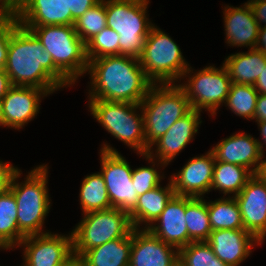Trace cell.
<instances>
[{"instance_id": "1", "label": "cell", "mask_w": 266, "mask_h": 266, "mask_svg": "<svg viewBox=\"0 0 266 266\" xmlns=\"http://www.w3.org/2000/svg\"><path fill=\"white\" fill-rule=\"evenodd\" d=\"M5 71L12 86H34L49 95L73 83L56 67L38 38L13 16Z\"/></svg>"}, {"instance_id": "2", "label": "cell", "mask_w": 266, "mask_h": 266, "mask_svg": "<svg viewBox=\"0 0 266 266\" xmlns=\"http://www.w3.org/2000/svg\"><path fill=\"white\" fill-rule=\"evenodd\" d=\"M91 76L90 100L140 104L153 83L146 77L139 58L128 55L88 60Z\"/></svg>"}, {"instance_id": "3", "label": "cell", "mask_w": 266, "mask_h": 266, "mask_svg": "<svg viewBox=\"0 0 266 266\" xmlns=\"http://www.w3.org/2000/svg\"><path fill=\"white\" fill-rule=\"evenodd\" d=\"M47 168L45 164L34 168L28 172L23 183L18 182L21 175L19 169L10 185L18 207V229L25 237L48 233L42 230L51 206L46 186L48 183Z\"/></svg>"}, {"instance_id": "4", "label": "cell", "mask_w": 266, "mask_h": 266, "mask_svg": "<svg viewBox=\"0 0 266 266\" xmlns=\"http://www.w3.org/2000/svg\"><path fill=\"white\" fill-rule=\"evenodd\" d=\"M146 144H152L192 108L178 84H153L140 103Z\"/></svg>"}, {"instance_id": "5", "label": "cell", "mask_w": 266, "mask_h": 266, "mask_svg": "<svg viewBox=\"0 0 266 266\" xmlns=\"http://www.w3.org/2000/svg\"><path fill=\"white\" fill-rule=\"evenodd\" d=\"M43 45L56 67L74 84L86 74L88 59L86 44L76 33L74 25L23 26Z\"/></svg>"}, {"instance_id": "6", "label": "cell", "mask_w": 266, "mask_h": 266, "mask_svg": "<svg viewBox=\"0 0 266 266\" xmlns=\"http://www.w3.org/2000/svg\"><path fill=\"white\" fill-rule=\"evenodd\" d=\"M149 0H106L107 27L119 34V55L139 58L153 24L147 18Z\"/></svg>"}, {"instance_id": "7", "label": "cell", "mask_w": 266, "mask_h": 266, "mask_svg": "<svg viewBox=\"0 0 266 266\" xmlns=\"http://www.w3.org/2000/svg\"><path fill=\"white\" fill-rule=\"evenodd\" d=\"M89 110L93 117L108 133L121 140L138 154H147L144 118L140 104L105 100H89ZM141 114H137V109Z\"/></svg>"}, {"instance_id": "8", "label": "cell", "mask_w": 266, "mask_h": 266, "mask_svg": "<svg viewBox=\"0 0 266 266\" xmlns=\"http://www.w3.org/2000/svg\"><path fill=\"white\" fill-rule=\"evenodd\" d=\"M139 62L153 84H175L190 66L177 43L154 25L145 39Z\"/></svg>"}, {"instance_id": "9", "label": "cell", "mask_w": 266, "mask_h": 266, "mask_svg": "<svg viewBox=\"0 0 266 266\" xmlns=\"http://www.w3.org/2000/svg\"><path fill=\"white\" fill-rule=\"evenodd\" d=\"M83 215L81 222L71 232L73 253L78 255L83 256L90 249L126 237L133 230L129 213L118 208Z\"/></svg>"}, {"instance_id": "10", "label": "cell", "mask_w": 266, "mask_h": 266, "mask_svg": "<svg viewBox=\"0 0 266 266\" xmlns=\"http://www.w3.org/2000/svg\"><path fill=\"white\" fill-rule=\"evenodd\" d=\"M188 67L182 78L189 76L187 83L178 86L185 92L192 109L202 111L207 109L212 116L226 101L231 87V79L227 68L223 64L221 68L206 66L197 73ZM194 73L193 75H191Z\"/></svg>"}, {"instance_id": "11", "label": "cell", "mask_w": 266, "mask_h": 266, "mask_svg": "<svg viewBox=\"0 0 266 266\" xmlns=\"http://www.w3.org/2000/svg\"><path fill=\"white\" fill-rule=\"evenodd\" d=\"M100 153V173L106 184L111 206L129 213L138 198L132 184L133 169L126 159L108 144H103Z\"/></svg>"}, {"instance_id": "12", "label": "cell", "mask_w": 266, "mask_h": 266, "mask_svg": "<svg viewBox=\"0 0 266 266\" xmlns=\"http://www.w3.org/2000/svg\"><path fill=\"white\" fill-rule=\"evenodd\" d=\"M24 246L26 266H59L73 254L72 235L45 234L26 236L18 245Z\"/></svg>"}, {"instance_id": "13", "label": "cell", "mask_w": 266, "mask_h": 266, "mask_svg": "<svg viewBox=\"0 0 266 266\" xmlns=\"http://www.w3.org/2000/svg\"><path fill=\"white\" fill-rule=\"evenodd\" d=\"M234 197L242 215L244 229L262 243L266 236V179L260 174H254Z\"/></svg>"}, {"instance_id": "14", "label": "cell", "mask_w": 266, "mask_h": 266, "mask_svg": "<svg viewBox=\"0 0 266 266\" xmlns=\"http://www.w3.org/2000/svg\"><path fill=\"white\" fill-rule=\"evenodd\" d=\"M215 157L211 150L205 155L190 159L178 174H172L171 180L174 193L192 198H203L211 191Z\"/></svg>"}, {"instance_id": "15", "label": "cell", "mask_w": 266, "mask_h": 266, "mask_svg": "<svg viewBox=\"0 0 266 266\" xmlns=\"http://www.w3.org/2000/svg\"><path fill=\"white\" fill-rule=\"evenodd\" d=\"M200 113L201 111L192 109L152 144L148 155L158 159V167L160 164L166 167L194 139L193 137L198 133L199 124L201 125L202 122ZM153 145H156L155 154L152 151Z\"/></svg>"}, {"instance_id": "16", "label": "cell", "mask_w": 266, "mask_h": 266, "mask_svg": "<svg viewBox=\"0 0 266 266\" xmlns=\"http://www.w3.org/2000/svg\"><path fill=\"white\" fill-rule=\"evenodd\" d=\"M48 93L34 86H12L2 98L3 126L21 129L31 121L40 109L41 97Z\"/></svg>"}, {"instance_id": "17", "label": "cell", "mask_w": 266, "mask_h": 266, "mask_svg": "<svg viewBox=\"0 0 266 266\" xmlns=\"http://www.w3.org/2000/svg\"><path fill=\"white\" fill-rule=\"evenodd\" d=\"M258 141L246 133H236L218 142L211 152L215 161L244 166L253 174H260L264 157Z\"/></svg>"}, {"instance_id": "18", "label": "cell", "mask_w": 266, "mask_h": 266, "mask_svg": "<svg viewBox=\"0 0 266 266\" xmlns=\"http://www.w3.org/2000/svg\"><path fill=\"white\" fill-rule=\"evenodd\" d=\"M141 229L132 230L129 266H172L179 257V250L148 229Z\"/></svg>"}, {"instance_id": "19", "label": "cell", "mask_w": 266, "mask_h": 266, "mask_svg": "<svg viewBox=\"0 0 266 266\" xmlns=\"http://www.w3.org/2000/svg\"><path fill=\"white\" fill-rule=\"evenodd\" d=\"M185 211L186 197L174 194L154 222L157 226L152 224L147 229L164 243L179 250L192 242L188 237Z\"/></svg>"}, {"instance_id": "20", "label": "cell", "mask_w": 266, "mask_h": 266, "mask_svg": "<svg viewBox=\"0 0 266 266\" xmlns=\"http://www.w3.org/2000/svg\"><path fill=\"white\" fill-rule=\"evenodd\" d=\"M206 242L216 257L228 266H239L252 253L254 245L262 244L245 229L214 230Z\"/></svg>"}, {"instance_id": "21", "label": "cell", "mask_w": 266, "mask_h": 266, "mask_svg": "<svg viewBox=\"0 0 266 266\" xmlns=\"http://www.w3.org/2000/svg\"><path fill=\"white\" fill-rule=\"evenodd\" d=\"M11 14L22 26L66 25L64 0H11Z\"/></svg>"}, {"instance_id": "22", "label": "cell", "mask_w": 266, "mask_h": 266, "mask_svg": "<svg viewBox=\"0 0 266 266\" xmlns=\"http://www.w3.org/2000/svg\"><path fill=\"white\" fill-rule=\"evenodd\" d=\"M224 25L226 43L229 46H249V49L256 47L259 25L254 19L250 5L245 3L241 7H224Z\"/></svg>"}, {"instance_id": "23", "label": "cell", "mask_w": 266, "mask_h": 266, "mask_svg": "<svg viewBox=\"0 0 266 266\" xmlns=\"http://www.w3.org/2000/svg\"><path fill=\"white\" fill-rule=\"evenodd\" d=\"M171 180L166 187L161 185L138 196L136 205L129 212V218L133 228L140 229V225L146 223L144 229L154 224L161 212L165 209L167 202L174 195Z\"/></svg>"}, {"instance_id": "24", "label": "cell", "mask_w": 266, "mask_h": 266, "mask_svg": "<svg viewBox=\"0 0 266 266\" xmlns=\"http://www.w3.org/2000/svg\"><path fill=\"white\" fill-rule=\"evenodd\" d=\"M230 79L236 84L254 85L266 65V54L256 48L238 52L225 58Z\"/></svg>"}, {"instance_id": "25", "label": "cell", "mask_w": 266, "mask_h": 266, "mask_svg": "<svg viewBox=\"0 0 266 266\" xmlns=\"http://www.w3.org/2000/svg\"><path fill=\"white\" fill-rule=\"evenodd\" d=\"M131 246L132 232L88 250L83 255L85 266H129Z\"/></svg>"}, {"instance_id": "26", "label": "cell", "mask_w": 266, "mask_h": 266, "mask_svg": "<svg viewBox=\"0 0 266 266\" xmlns=\"http://www.w3.org/2000/svg\"><path fill=\"white\" fill-rule=\"evenodd\" d=\"M254 174L244 166L215 161L211 190L217 189L224 195L233 193V197L247 184Z\"/></svg>"}, {"instance_id": "27", "label": "cell", "mask_w": 266, "mask_h": 266, "mask_svg": "<svg viewBox=\"0 0 266 266\" xmlns=\"http://www.w3.org/2000/svg\"><path fill=\"white\" fill-rule=\"evenodd\" d=\"M18 207L12 191L0 194V241L8 248L18 246L25 236L17 224Z\"/></svg>"}, {"instance_id": "28", "label": "cell", "mask_w": 266, "mask_h": 266, "mask_svg": "<svg viewBox=\"0 0 266 266\" xmlns=\"http://www.w3.org/2000/svg\"><path fill=\"white\" fill-rule=\"evenodd\" d=\"M212 231L219 229H244L242 215L235 197H224L207 202Z\"/></svg>"}, {"instance_id": "29", "label": "cell", "mask_w": 266, "mask_h": 266, "mask_svg": "<svg viewBox=\"0 0 266 266\" xmlns=\"http://www.w3.org/2000/svg\"><path fill=\"white\" fill-rule=\"evenodd\" d=\"M79 198L83 214L112 208L106 184L100 172L84 178Z\"/></svg>"}, {"instance_id": "30", "label": "cell", "mask_w": 266, "mask_h": 266, "mask_svg": "<svg viewBox=\"0 0 266 266\" xmlns=\"http://www.w3.org/2000/svg\"><path fill=\"white\" fill-rule=\"evenodd\" d=\"M186 224L192 242L207 241L212 232L207 202L203 198L186 197Z\"/></svg>"}, {"instance_id": "31", "label": "cell", "mask_w": 266, "mask_h": 266, "mask_svg": "<svg viewBox=\"0 0 266 266\" xmlns=\"http://www.w3.org/2000/svg\"><path fill=\"white\" fill-rule=\"evenodd\" d=\"M258 92L253 85L231 83L229 94L227 95L225 105L234 112V114L254 120L255 108Z\"/></svg>"}, {"instance_id": "32", "label": "cell", "mask_w": 266, "mask_h": 266, "mask_svg": "<svg viewBox=\"0 0 266 266\" xmlns=\"http://www.w3.org/2000/svg\"><path fill=\"white\" fill-rule=\"evenodd\" d=\"M106 27V0H100L74 23L76 33L85 43Z\"/></svg>"}, {"instance_id": "33", "label": "cell", "mask_w": 266, "mask_h": 266, "mask_svg": "<svg viewBox=\"0 0 266 266\" xmlns=\"http://www.w3.org/2000/svg\"><path fill=\"white\" fill-rule=\"evenodd\" d=\"M179 258L187 266H228L213 252L212 247L206 242H191L179 249Z\"/></svg>"}, {"instance_id": "34", "label": "cell", "mask_w": 266, "mask_h": 266, "mask_svg": "<svg viewBox=\"0 0 266 266\" xmlns=\"http://www.w3.org/2000/svg\"><path fill=\"white\" fill-rule=\"evenodd\" d=\"M119 40V34L116 31L108 27L104 28L85 43L87 59L119 55Z\"/></svg>"}, {"instance_id": "35", "label": "cell", "mask_w": 266, "mask_h": 266, "mask_svg": "<svg viewBox=\"0 0 266 266\" xmlns=\"http://www.w3.org/2000/svg\"><path fill=\"white\" fill-rule=\"evenodd\" d=\"M141 156L145 157L153 165L151 167L143 166L132 170V184L135 186V191L138 196L159 186L161 179H163V176L155 168L157 160L150 157L148 153L141 154Z\"/></svg>"}, {"instance_id": "36", "label": "cell", "mask_w": 266, "mask_h": 266, "mask_svg": "<svg viewBox=\"0 0 266 266\" xmlns=\"http://www.w3.org/2000/svg\"><path fill=\"white\" fill-rule=\"evenodd\" d=\"M13 33V15L0 18V70H5L10 38Z\"/></svg>"}, {"instance_id": "37", "label": "cell", "mask_w": 266, "mask_h": 266, "mask_svg": "<svg viewBox=\"0 0 266 266\" xmlns=\"http://www.w3.org/2000/svg\"><path fill=\"white\" fill-rule=\"evenodd\" d=\"M100 0H64L66 4V25H74L75 21Z\"/></svg>"}, {"instance_id": "38", "label": "cell", "mask_w": 266, "mask_h": 266, "mask_svg": "<svg viewBox=\"0 0 266 266\" xmlns=\"http://www.w3.org/2000/svg\"><path fill=\"white\" fill-rule=\"evenodd\" d=\"M19 169L12 166L8 162L0 160V194L8 191L13 179V176Z\"/></svg>"}, {"instance_id": "39", "label": "cell", "mask_w": 266, "mask_h": 266, "mask_svg": "<svg viewBox=\"0 0 266 266\" xmlns=\"http://www.w3.org/2000/svg\"><path fill=\"white\" fill-rule=\"evenodd\" d=\"M248 4L250 5L254 19L258 22L259 27L261 23H265L266 26V0H249Z\"/></svg>"}, {"instance_id": "40", "label": "cell", "mask_w": 266, "mask_h": 266, "mask_svg": "<svg viewBox=\"0 0 266 266\" xmlns=\"http://www.w3.org/2000/svg\"><path fill=\"white\" fill-rule=\"evenodd\" d=\"M254 119L256 122L266 121V95L258 94Z\"/></svg>"}, {"instance_id": "41", "label": "cell", "mask_w": 266, "mask_h": 266, "mask_svg": "<svg viewBox=\"0 0 266 266\" xmlns=\"http://www.w3.org/2000/svg\"><path fill=\"white\" fill-rule=\"evenodd\" d=\"M12 87L9 76L5 70H0V99H2Z\"/></svg>"}, {"instance_id": "42", "label": "cell", "mask_w": 266, "mask_h": 266, "mask_svg": "<svg viewBox=\"0 0 266 266\" xmlns=\"http://www.w3.org/2000/svg\"><path fill=\"white\" fill-rule=\"evenodd\" d=\"M253 86L258 94L266 95V65L265 68L262 69L261 74L259 75Z\"/></svg>"}, {"instance_id": "43", "label": "cell", "mask_w": 266, "mask_h": 266, "mask_svg": "<svg viewBox=\"0 0 266 266\" xmlns=\"http://www.w3.org/2000/svg\"><path fill=\"white\" fill-rule=\"evenodd\" d=\"M59 266H85V261L82 255L73 253Z\"/></svg>"}, {"instance_id": "44", "label": "cell", "mask_w": 266, "mask_h": 266, "mask_svg": "<svg viewBox=\"0 0 266 266\" xmlns=\"http://www.w3.org/2000/svg\"><path fill=\"white\" fill-rule=\"evenodd\" d=\"M255 48L266 54V26L259 27L258 39Z\"/></svg>"}, {"instance_id": "45", "label": "cell", "mask_w": 266, "mask_h": 266, "mask_svg": "<svg viewBox=\"0 0 266 266\" xmlns=\"http://www.w3.org/2000/svg\"><path fill=\"white\" fill-rule=\"evenodd\" d=\"M257 124L260 127L259 128L260 133H261L260 136H262V139H263L262 141L264 142V143H262V141H258L259 146H260V150H261L262 155L264 157V148L263 147H265L264 145H266V121H260V122H257Z\"/></svg>"}, {"instance_id": "46", "label": "cell", "mask_w": 266, "mask_h": 266, "mask_svg": "<svg viewBox=\"0 0 266 266\" xmlns=\"http://www.w3.org/2000/svg\"><path fill=\"white\" fill-rule=\"evenodd\" d=\"M11 13V0H0V16H7Z\"/></svg>"}, {"instance_id": "47", "label": "cell", "mask_w": 266, "mask_h": 266, "mask_svg": "<svg viewBox=\"0 0 266 266\" xmlns=\"http://www.w3.org/2000/svg\"><path fill=\"white\" fill-rule=\"evenodd\" d=\"M260 175L266 179V159L263 160V165H262V169L260 172Z\"/></svg>"}, {"instance_id": "48", "label": "cell", "mask_w": 266, "mask_h": 266, "mask_svg": "<svg viewBox=\"0 0 266 266\" xmlns=\"http://www.w3.org/2000/svg\"><path fill=\"white\" fill-rule=\"evenodd\" d=\"M3 126V102L2 99H0V126Z\"/></svg>"}, {"instance_id": "49", "label": "cell", "mask_w": 266, "mask_h": 266, "mask_svg": "<svg viewBox=\"0 0 266 266\" xmlns=\"http://www.w3.org/2000/svg\"><path fill=\"white\" fill-rule=\"evenodd\" d=\"M172 266H187V265L178 257V259L172 264Z\"/></svg>"}, {"instance_id": "50", "label": "cell", "mask_w": 266, "mask_h": 266, "mask_svg": "<svg viewBox=\"0 0 266 266\" xmlns=\"http://www.w3.org/2000/svg\"><path fill=\"white\" fill-rule=\"evenodd\" d=\"M0 249L8 250V248L1 241H0Z\"/></svg>"}]
</instances>
